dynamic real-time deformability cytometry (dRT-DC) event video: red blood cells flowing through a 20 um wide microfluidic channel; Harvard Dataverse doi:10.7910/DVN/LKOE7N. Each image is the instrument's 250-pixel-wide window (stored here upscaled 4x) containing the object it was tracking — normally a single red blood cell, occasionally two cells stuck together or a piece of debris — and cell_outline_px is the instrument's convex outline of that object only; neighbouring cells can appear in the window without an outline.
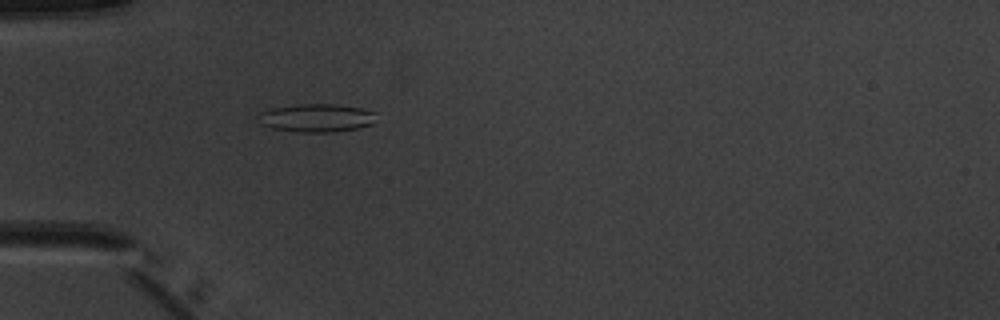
{"species": "common noctule bat (a hibernating species)", "species_latin": "Nyctalus noctula", "temperature_condition": "warm", "stored_images_in_passage": 3, "camera_frame_rate_fps": 3000, "um_per_image_px": 0.085, "animal": {"sex": "male", "body_mass_g": 20.1, "forearm_length_mm": 53.5}, "frame": {"image": 1, "passage_image": 3, "time_ms": 2.333, "image_size_px": [1000, 320], "cell_outline_px": [[376, 112], [372, 124], [356, 128], [332, 132], [300, 132], [272, 128], [260, 124], [256, 116], [260, 112], [272, 108], [296, 104], [336, 104], [360, 108]], "centroid_in_image_um": [26.85, 10.01], "position_along_channel_um": 58.1, "area_um2": 19.36}}